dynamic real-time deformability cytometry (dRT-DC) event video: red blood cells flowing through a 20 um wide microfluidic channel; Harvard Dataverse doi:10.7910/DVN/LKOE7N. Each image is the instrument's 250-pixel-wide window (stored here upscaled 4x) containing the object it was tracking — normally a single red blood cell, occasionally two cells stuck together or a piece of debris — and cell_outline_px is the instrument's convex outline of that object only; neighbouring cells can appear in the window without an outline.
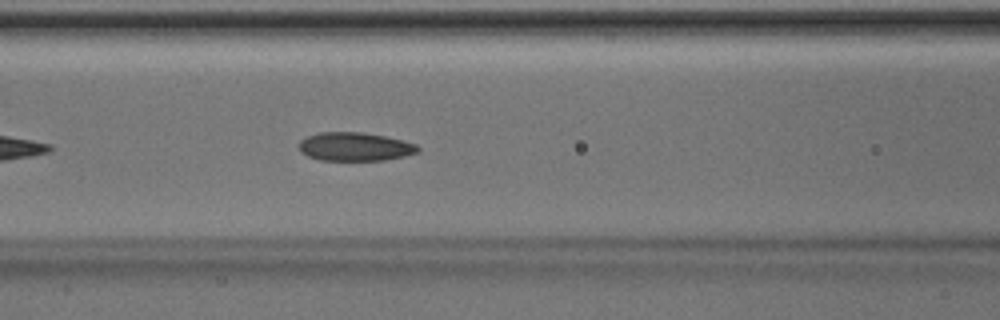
{"species": "Egyptian fruit bat (a non-hibernating species)", "species_latin": "Rousettus aegyptiacus", "temperature_condition": "room temperature", "stored_images_in_passage": 23, "camera_frame_rate_fps": 3000, "um_per_image_px": 0.085, "animal": {"sex": "male"}, "frame": {"image": 1, "passage_image": 8, "time_ms": 2.333, "image_size_px": [1000, 320], "cell_outline_px": [[420, 148], [416, 152], [404, 156], [384, 160], [320, 160], [308, 156], [300, 152], [300, 140], [308, 136], [320, 132], [364, 132], [404, 140], [416, 144]], "centroid_in_image_um": [30.17, 12.46], "position_along_channel_um": 136.4, "area_um2": 19.71}}
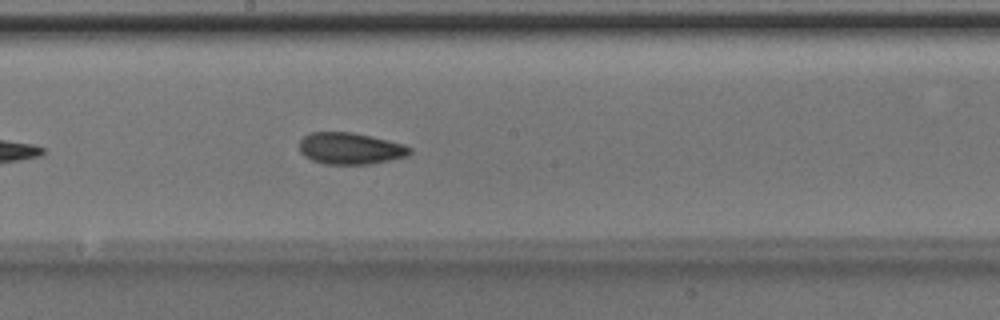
{"frame": {"image": 2, "passage_image": 14, "time_ms": 4.333, "image_size_px": [1000, 320], "cell_outline_px": [[412, 152], [408, 156], [372, 164], [324, 164], [312, 160], [304, 156], [300, 152], [300, 140], [308, 132], [352, 132], [372, 136], [404, 144], [412, 148]], "centroid_in_image_um": [29.79, 12.62], "position_along_channel_um": 218.4, "area_um2": 20.58}}
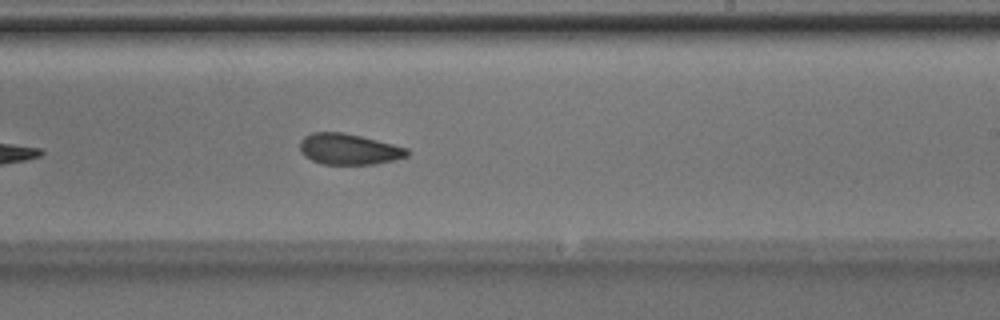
{"frame": {"image": 3, "passage_image": 17, "time_ms": 5.333, "image_size_px": [1000, 320], "cell_outline_px": [[412, 152], [408, 156], [376, 164], [320, 164], [304, 156], [300, 152], [300, 140], [304, 136], [312, 132], [344, 132], [408, 148]], "centroid_in_image_um": [29.63, 12.68], "position_along_channel_um": 259.4, "area_um2": 19.42}}